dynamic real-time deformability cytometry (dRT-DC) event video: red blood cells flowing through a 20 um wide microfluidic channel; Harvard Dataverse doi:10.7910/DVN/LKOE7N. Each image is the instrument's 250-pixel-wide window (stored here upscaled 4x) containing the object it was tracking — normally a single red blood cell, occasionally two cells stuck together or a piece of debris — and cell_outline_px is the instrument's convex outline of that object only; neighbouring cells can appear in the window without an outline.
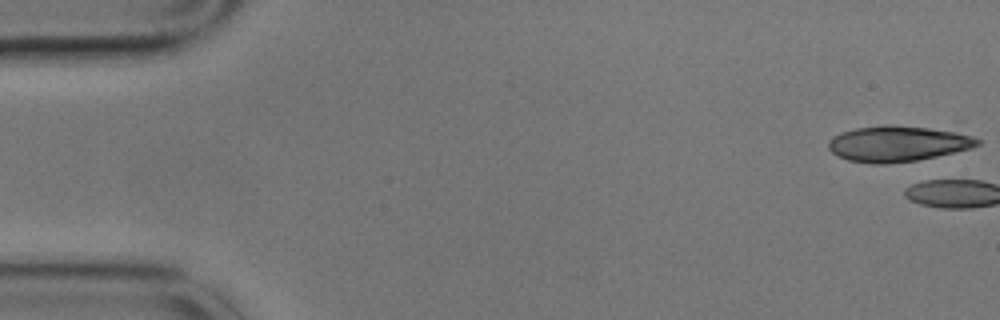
{"species": "common noctule bat (a hibernating species)", "species_latin": "Nyctalus noctula", "temperature_condition": "cold", "stored_images_in_passage": 3, "camera_frame_rate_fps": 3000, "um_per_image_px": 0.085, "animal": {"sex": "male", "body_mass_g": 17.9}, "frame": {"image": 1, "passage_image": 1, "time_ms": 0.0, "image_size_px": [1000, 320], "cell_outline_px": [[980, 144], [972, 148], [936, 156], [916, 160], [888, 164], [872, 164], [848, 160], [832, 152], [828, 148], [828, 140], [832, 136], [840, 132], [856, 128], [884, 124], [928, 128], [956, 132], [972, 136], [980, 140]], "centroid_in_image_um": [76.26, 12.21], "position_along_channel_um": 8.7, "area_um2": 30.92}}